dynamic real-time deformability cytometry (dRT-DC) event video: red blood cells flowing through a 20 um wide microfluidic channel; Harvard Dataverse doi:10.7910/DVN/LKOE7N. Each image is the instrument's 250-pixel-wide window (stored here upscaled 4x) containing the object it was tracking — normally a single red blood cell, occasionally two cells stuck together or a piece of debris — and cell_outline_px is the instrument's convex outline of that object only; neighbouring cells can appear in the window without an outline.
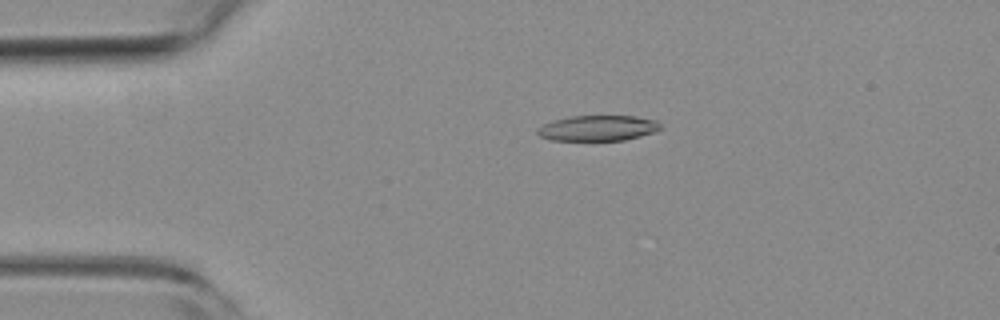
{"species": "common noctule bat (a hibernating species)", "species_latin": "Nyctalus noctula", "temperature_condition": "room temperature", "stored_images_in_passage": 19, "camera_frame_rate_fps": 3000, "um_per_image_px": 0.085, "animal": {"sex": "female", "body_mass_g": 19.3, "forearm_length_mm": 54.1}, "frame": {"image": 1, "passage_image": 1, "time_ms": 0.0, "image_size_px": [1000, 320], "cell_outline_px": [[660, 128], [656, 132], [624, 140], [552, 140], [540, 136], [536, 132], [536, 128], [552, 120], [568, 116], [636, 116], [656, 120], [660, 124]], "centroid_in_image_um": [50.8, 10.88], "position_along_channel_um": 34.2, "area_um2": 18.32}}
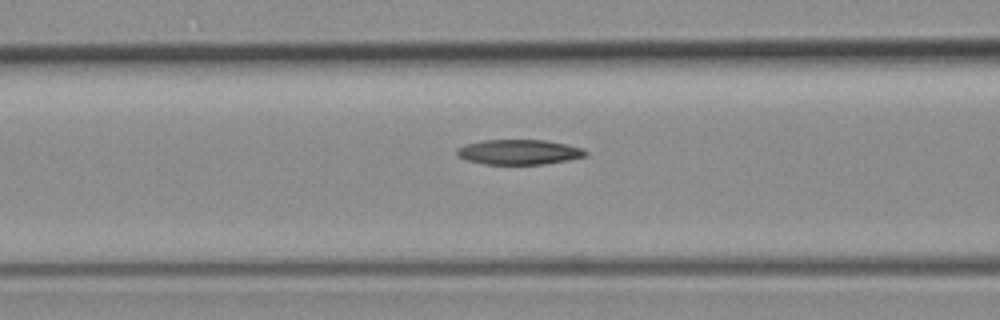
{"frame": {"image": 2, "passage_image": 11, "time_ms": 3.333, "image_size_px": [1000, 320], "cell_outline_px": [[588, 152], [584, 156], [568, 160], [544, 164], [484, 164], [468, 160], [456, 156], [456, 148], [464, 144], [484, 140], [544, 140], [584, 148]], "centroid_in_image_um": [44.07, 12.92], "position_along_channel_um": 122.5, "area_um2": 18.73}}
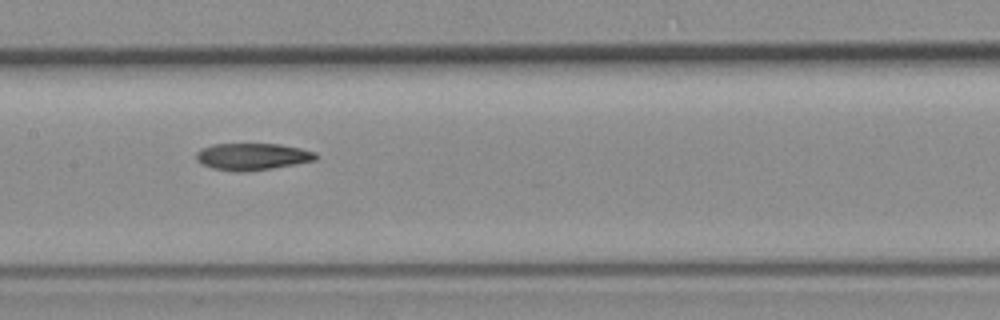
{"frame": {"image": 3, "passage_image": 16, "time_ms": 5.0, "image_size_px": [1000, 320], "cell_outline_px": [[320, 156], [316, 160], [272, 168], [240, 172], [236, 172], [212, 168], [196, 160], [196, 152], [200, 148], [212, 144], [280, 144], [300, 148], [316, 152]], "centroid_in_image_um": [21.45, 13.3], "position_along_channel_um": 185.9, "area_um2": 18.79}}